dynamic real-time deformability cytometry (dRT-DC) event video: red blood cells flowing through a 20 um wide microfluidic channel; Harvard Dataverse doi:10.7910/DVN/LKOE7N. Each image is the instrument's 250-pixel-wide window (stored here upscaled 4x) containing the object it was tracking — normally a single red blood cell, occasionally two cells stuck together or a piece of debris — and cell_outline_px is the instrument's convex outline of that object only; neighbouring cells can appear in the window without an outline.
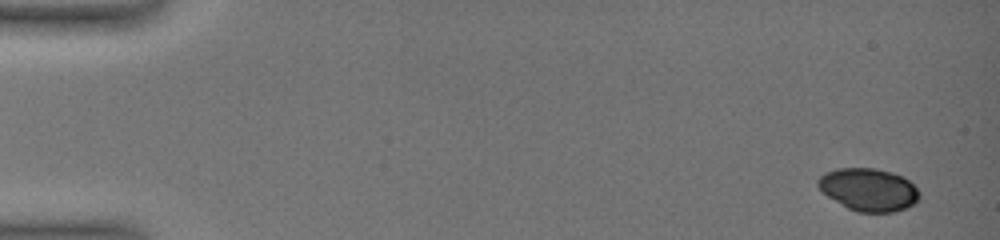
{"species": "common noctule bat (a hibernating species)", "species_latin": "Nyctalus noctula", "temperature_condition": "warm", "stored_images_in_passage": 28, "camera_frame_rate_fps": 3000, "um_per_image_px": 0.085, "animal": {"sex": "female", "body_mass_g": 19.0, "forearm_length_mm": 51.5}, "frame": {"image": 1, "passage_image": 1, "time_ms": 0.0, "image_size_px": [1000, 240], "cell_outline_px": [[920, 196], [912, 204], [904, 208], [892, 212], [856, 212], [848, 208], [828, 196], [816, 184], [816, 180], [824, 172], [836, 168], [876, 168], [892, 172], [904, 176], [920, 192]], "centroid_in_image_um": [73.81, 16.09], "position_along_channel_um": 11.2, "area_um2": 25.14}}
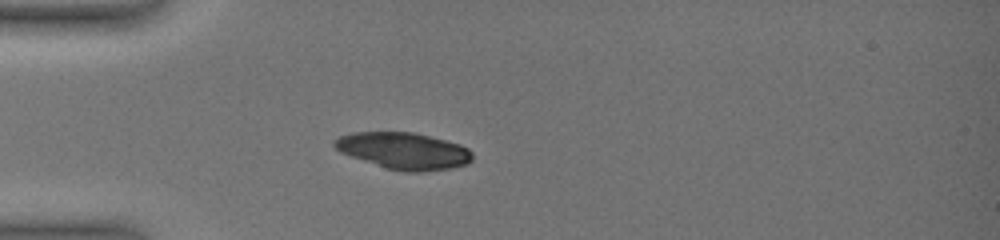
{"frame": {"image": 2, "passage_image": 21, "time_ms": 5.0, "image_size_px": [1000, 240], "cell_outline_px": [[472, 160], [468, 164], [452, 168], [420, 172], [404, 172], [388, 168], [340, 152], [332, 144], [332, 140], [340, 136], [352, 132], [416, 132], [460, 144], [468, 148], [472, 152]], "centroid_in_image_um": [34.34, 12.81], "position_along_channel_um": 50.7, "area_um2": 29.48}}
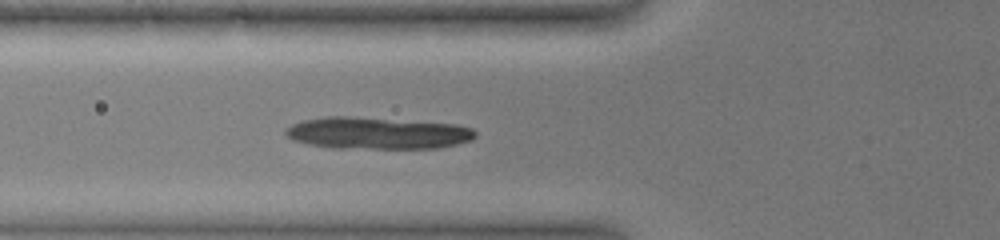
{"frame": {"image": 3, "passage_image": 27, "time_ms": 6.667, "image_size_px": [1000, 240], "cell_outline_px": [[476, 136], [472, 140], [440, 148], [332, 148], [308, 144], [292, 140], [284, 132], [292, 124], [304, 120], [324, 116], [356, 116], [456, 124], [472, 128], [476, 132]], "centroid_in_image_um": [32.08, 11.31], "position_along_channel_um": 93.7, "area_um2": 35.49}}